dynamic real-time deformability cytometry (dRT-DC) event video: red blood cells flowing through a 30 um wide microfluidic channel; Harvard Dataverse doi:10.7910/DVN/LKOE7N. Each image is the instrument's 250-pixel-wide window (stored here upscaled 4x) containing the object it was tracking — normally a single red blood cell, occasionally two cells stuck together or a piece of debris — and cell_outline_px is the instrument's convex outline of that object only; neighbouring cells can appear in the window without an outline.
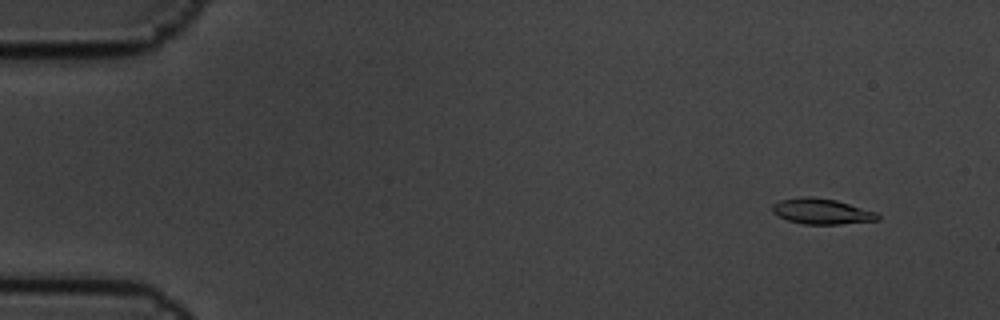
{"species": "common noctule bat (a hibernating species)", "species_latin": "Nyctalus noctula", "temperature_condition": "cold", "stored_images_in_passage": 6, "segment_of_instrument_passage": [1, 2], "camera_frame_rate_fps": 3000, "um_per_image_px": 0.085, "animal": {"sex": "male", "body_mass_g": 19.5, "forearm_length_mm": 54.6}, "frame": {"image": 1, "passage_image": 2, "time_ms": 0.333, "image_size_px": [1000, 320], "cell_outline_px": [[880, 220], [840, 224], [804, 224], [788, 220], [776, 216], [772, 212], [772, 204], [780, 200], [808, 196], [836, 200], [876, 212], [880, 216]], "centroid_in_image_um": [69.83, 17.97], "position_along_channel_um": 15.2, "area_um2": 15.66}}